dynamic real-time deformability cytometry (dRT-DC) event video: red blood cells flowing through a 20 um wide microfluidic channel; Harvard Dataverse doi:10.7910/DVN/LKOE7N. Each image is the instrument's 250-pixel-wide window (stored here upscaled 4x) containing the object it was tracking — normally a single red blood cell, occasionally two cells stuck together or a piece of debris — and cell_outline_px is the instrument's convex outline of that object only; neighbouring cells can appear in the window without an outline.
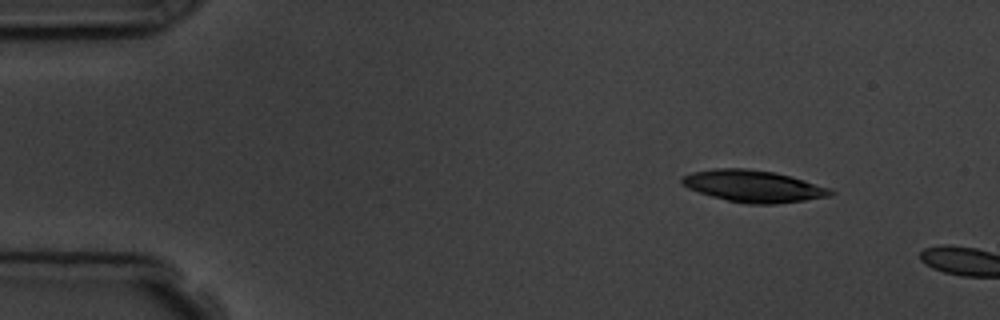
{"species": "common noctule bat (a hibernating species)", "species_latin": "Nyctalus noctula", "temperature_condition": "room temperature", "stored_images_in_passage": 2, "camera_frame_rate_fps": 3000, "um_per_image_px": 0.085, "animal": {"sex": "male", "body_mass_g": 19.5, "forearm_length_mm": 54.6}, "frame": {"image": 1, "passage_image": 1, "time_ms": 0.0, "image_size_px": [1000, 320], "cell_outline_px": [[836, 192], [828, 196], [804, 200], [776, 204], [748, 204], [728, 200], [712, 196], [688, 188], [680, 184], [680, 180], [684, 176], [692, 172], [716, 168], [744, 168], [776, 172], [792, 176], [832, 188]], "centroid_in_image_um": [64.06, 15.81], "position_along_channel_um": 20.9, "area_um2": 27.63}}